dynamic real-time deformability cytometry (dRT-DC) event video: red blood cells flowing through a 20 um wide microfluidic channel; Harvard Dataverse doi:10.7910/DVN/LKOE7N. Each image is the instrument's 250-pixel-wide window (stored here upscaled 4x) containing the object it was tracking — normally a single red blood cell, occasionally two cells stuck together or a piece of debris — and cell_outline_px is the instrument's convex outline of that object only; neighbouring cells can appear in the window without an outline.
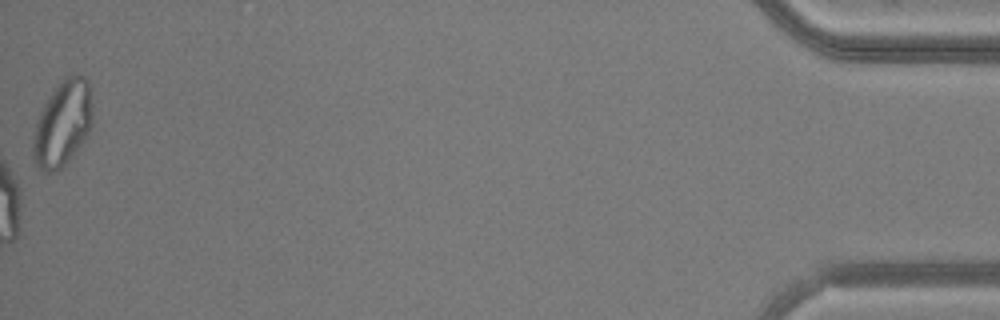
{"species": "common noctule bat (a hibernating species)", "species_latin": "Nyctalus noctula", "temperature_condition": "warm", "stored_images_in_passage": 47, "camera_frame_rate_fps": 3000, "um_per_image_px": 0.085, "animal": {"sex": "male", "body_mass_g": 20.5, "forearm_length_mm": 52.5}, "frame": {"image": 1, "passage_image": 47, "time_ms": 15.333, "image_size_px": [1000, 320], "cell_outline_px": [[92, 124], [88, 132], [80, 144], [64, 164], [60, 168], [52, 172], [44, 172], [36, 164], [32, 156], [32, 140], [36, 124], [40, 112], [44, 104], [60, 80], [64, 76], [84, 76], [88, 80], [92, 112]], "centroid_in_image_um": [5.3, 10.48], "position_along_channel_um": 429.9, "area_um2": 29.13}}